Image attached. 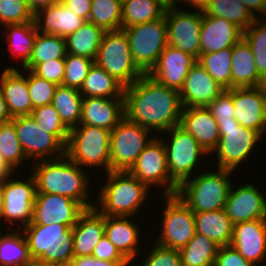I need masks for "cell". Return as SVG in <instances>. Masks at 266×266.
Here are the masks:
<instances>
[{"mask_svg":"<svg viewBox=\"0 0 266 266\" xmlns=\"http://www.w3.org/2000/svg\"><path fill=\"white\" fill-rule=\"evenodd\" d=\"M125 116L151 130L165 132L180 125L179 91L159 84L144 74L124 89Z\"/></svg>","mask_w":266,"mask_h":266,"instance_id":"1","label":"cell"},{"mask_svg":"<svg viewBox=\"0 0 266 266\" xmlns=\"http://www.w3.org/2000/svg\"><path fill=\"white\" fill-rule=\"evenodd\" d=\"M35 162L30 174L34 177L37 193L65 196L79 202L85 209L94 208L96 203L88 198L90 178L84 168L66 155Z\"/></svg>","mask_w":266,"mask_h":266,"instance_id":"2","label":"cell"},{"mask_svg":"<svg viewBox=\"0 0 266 266\" xmlns=\"http://www.w3.org/2000/svg\"><path fill=\"white\" fill-rule=\"evenodd\" d=\"M94 208L105 216H134L148 195V186L129 171H109Z\"/></svg>","mask_w":266,"mask_h":266,"instance_id":"3","label":"cell"},{"mask_svg":"<svg viewBox=\"0 0 266 266\" xmlns=\"http://www.w3.org/2000/svg\"><path fill=\"white\" fill-rule=\"evenodd\" d=\"M185 180L177 196L194 212L215 211L225 208L232 182L229 178L234 171L217 168Z\"/></svg>","mask_w":266,"mask_h":266,"instance_id":"4","label":"cell"},{"mask_svg":"<svg viewBox=\"0 0 266 266\" xmlns=\"http://www.w3.org/2000/svg\"><path fill=\"white\" fill-rule=\"evenodd\" d=\"M33 260L69 264L74 257L72 228L65 224H29L22 229Z\"/></svg>","mask_w":266,"mask_h":266,"instance_id":"5","label":"cell"},{"mask_svg":"<svg viewBox=\"0 0 266 266\" xmlns=\"http://www.w3.org/2000/svg\"><path fill=\"white\" fill-rule=\"evenodd\" d=\"M110 141L111 131L78 124L69 132L66 144V156L79 166L104 167V171H110Z\"/></svg>","mask_w":266,"mask_h":266,"instance_id":"6","label":"cell"},{"mask_svg":"<svg viewBox=\"0 0 266 266\" xmlns=\"http://www.w3.org/2000/svg\"><path fill=\"white\" fill-rule=\"evenodd\" d=\"M125 88L144 73L135 64L124 30L105 31L94 61Z\"/></svg>","mask_w":266,"mask_h":266,"instance_id":"7","label":"cell"},{"mask_svg":"<svg viewBox=\"0 0 266 266\" xmlns=\"http://www.w3.org/2000/svg\"><path fill=\"white\" fill-rule=\"evenodd\" d=\"M135 64L148 74L168 45L165 14L153 21L123 29Z\"/></svg>","mask_w":266,"mask_h":266,"instance_id":"8","label":"cell"},{"mask_svg":"<svg viewBox=\"0 0 266 266\" xmlns=\"http://www.w3.org/2000/svg\"><path fill=\"white\" fill-rule=\"evenodd\" d=\"M149 130L126 116L111 130L110 171H129L155 137Z\"/></svg>","mask_w":266,"mask_h":266,"instance_id":"9","label":"cell"},{"mask_svg":"<svg viewBox=\"0 0 266 266\" xmlns=\"http://www.w3.org/2000/svg\"><path fill=\"white\" fill-rule=\"evenodd\" d=\"M220 139L216 149L217 168L234 171L250 155L262 135L237 121L217 122Z\"/></svg>","mask_w":266,"mask_h":266,"instance_id":"10","label":"cell"},{"mask_svg":"<svg viewBox=\"0 0 266 266\" xmlns=\"http://www.w3.org/2000/svg\"><path fill=\"white\" fill-rule=\"evenodd\" d=\"M164 133L169 134V142L164 141L168 172L180 186L185 180L192 177L190 175L194 174L192 171L199 164V158L209 153L180 125L174 126Z\"/></svg>","mask_w":266,"mask_h":266,"instance_id":"11","label":"cell"},{"mask_svg":"<svg viewBox=\"0 0 266 266\" xmlns=\"http://www.w3.org/2000/svg\"><path fill=\"white\" fill-rule=\"evenodd\" d=\"M161 198L166 200V208L161 236L155 243L180 251L196 234L194 212L177 195Z\"/></svg>","mask_w":266,"mask_h":266,"instance_id":"12","label":"cell"},{"mask_svg":"<svg viewBox=\"0 0 266 266\" xmlns=\"http://www.w3.org/2000/svg\"><path fill=\"white\" fill-rule=\"evenodd\" d=\"M11 121L28 161L32 158L38 159L36 161L57 159L66 155V145L55 134L40 128L31 115L14 117Z\"/></svg>","mask_w":266,"mask_h":266,"instance_id":"13","label":"cell"},{"mask_svg":"<svg viewBox=\"0 0 266 266\" xmlns=\"http://www.w3.org/2000/svg\"><path fill=\"white\" fill-rule=\"evenodd\" d=\"M164 140L154 137L137 158L129 172L148 187L165 186L162 196L176 195L179 185L170 177ZM159 185V186H158Z\"/></svg>","mask_w":266,"mask_h":266,"instance_id":"14","label":"cell"},{"mask_svg":"<svg viewBox=\"0 0 266 266\" xmlns=\"http://www.w3.org/2000/svg\"><path fill=\"white\" fill-rule=\"evenodd\" d=\"M179 11L175 5L167 6L165 19L167 25L168 45L200 57V32L202 28L201 10Z\"/></svg>","mask_w":266,"mask_h":266,"instance_id":"15","label":"cell"},{"mask_svg":"<svg viewBox=\"0 0 266 266\" xmlns=\"http://www.w3.org/2000/svg\"><path fill=\"white\" fill-rule=\"evenodd\" d=\"M28 177L25 180H16L10 176L5 181L4 187L2 221L6 220V224L11 225L19 221L17 224L20 229L32 222L37 193L34 177L32 175Z\"/></svg>","mask_w":266,"mask_h":266,"instance_id":"16","label":"cell"},{"mask_svg":"<svg viewBox=\"0 0 266 266\" xmlns=\"http://www.w3.org/2000/svg\"><path fill=\"white\" fill-rule=\"evenodd\" d=\"M86 209L77 201L56 194L36 193L30 224H65L72 228Z\"/></svg>","mask_w":266,"mask_h":266,"instance_id":"17","label":"cell"},{"mask_svg":"<svg viewBox=\"0 0 266 266\" xmlns=\"http://www.w3.org/2000/svg\"><path fill=\"white\" fill-rule=\"evenodd\" d=\"M232 102L241 126L266 133V93L261 86L232 88Z\"/></svg>","mask_w":266,"mask_h":266,"instance_id":"18","label":"cell"},{"mask_svg":"<svg viewBox=\"0 0 266 266\" xmlns=\"http://www.w3.org/2000/svg\"><path fill=\"white\" fill-rule=\"evenodd\" d=\"M196 62L197 59L191 54L167 45L148 75L159 84L180 91Z\"/></svg>","mask_w":266,"mask_h":266,"instance_id":"19","label":"cell"},{"mask_svg":"<svg viewBox=\"0 0 266 266\" xmlns=\"http://www.w3.org/2000/svg\"><path fill=\"white\" fill-rule=\"evenodd\" d=\"M231 186L225 212L233 224L266 219V196L250 183L236 190Z\"/></svg>","mask_w":266,"mask_h":266,"instance_id":"20","label":"cell"},{"mask_svg":"<svg viewBox=\"0 0 266 266\" xmlns=\"http://www.w3.org/2000/svg\"><path fill=\"white\" fill-rule=\"evenodd\" d=\"M225 89L221 87L207 72L196 62L189 71L184 85L179 91L182 107H207Z\"/></svg>","mask_w":266,"mask_h":266,"instance_id":"21","label":"cell"},{"mask_svg":"<svg viewBox=\"0 0 266 266\" xmlns=\"http://www.w3.org/2000/svg\"><path fill=\"white\" fill-rule=\"evenodd\" d=\"M254 266L266 258V219L234 225L230 244Z\"/></svg>","mask_w":266,"mask_h":266,"instance_id":"22","label":"cell"},{"mask_svg":"<svg viewBox=\"0 0 266 266\" xmlns=\"http://www.w3.org/2000/svg\"><path fill=\"white\" fill-rule=\"evenodd\" d=\"M125 117V98L83 97L79 124L112 130Z\"/></svg>","mask_w":266,"mask_h":266,"instance_id":"23","label":"cell"},{"mask_svg":"<svg viewBox=\"0 0 266 266\" xmlns=\"http://www.w3.org/2000/svg\"><path fill=\"white\" fill-rule=\"evenodd\" d=\"M180 126L190 133L208 153H212L219 142V126L207 107L182 108Z\"/></svg>","mask_w":266,"mask_h":266,"instance_id":"24","label":"cell"},{"mask_svg":"<svg viewBox=\"0 0 266 266\" xmlns=\"http://www.w3.org/2000/svg\"><path fill=\"white\" fill-rule=\"evenodd\" d=\"M200 37V54H207L233 47L243 31L225 18L203 13Z\"/></svg>","mask_w":266,"mask_h":266,"instance_id":"25","label":"cell"},{"mask_svg":"<svg viewBox=\"0 0 266 266\" xmlns=\"http://www.w3.org/2000/svg\"><path fill=\"white\" fill-rule=\"evenodd\" d=\"M23 74L16 66L6 67L1 73L0 88L12 118L31 115L34 109L28 90L27 74Z\"/></svg>","mask_w":266,"mask_h":266,"instance_id":"26","label":"cell"},{"mask_svg":"<svg viewBox=\"0 0 266 266\" xmlns=\"http://www.w3.org/2000/svg\"><path fill=\"white\" fill-rule=\"evenodd\" d=\"M103 235H105V215L95 208L86 209L72 227L74 256H91Z\"/></svg>","mask_w":266,"mask_h":266,"instance_id":"27","label":"cell"},{"mask_svg":"<svg viewBox=\"0 0 266 266\" xmlns=\"http://www.w3.org/2000/svg\"><path fill=\"white\" fill-rule=\"evenodd\" d=\"M85 21L61 2L41 9L34 14V22L38 32L64 38L80 28Z\"/></svg>","mask_w":266,"mask_h":266,"instance_id":"28","label":"cell"},{"mask_svg":"<svg viewBox=\"0 0 266 266\" xmlns=\"http://www.w3.org/2000/svg\"><path fill=\"white\" fill-rule=\"evenodd\" d=\"M138 226L129 216H105V235L129 263L139 254Z\"/></svg>","mask_w":266,"mask_h":266,"instance_id":"29","label":"cell"},{"mask_svg":"<svg viewBox=\"0 0 266 266\" xmlns=\"http://www.w3.org/2000/svg\"><path fill=\"white\" fill-rule=\"evenodd\" d=\"M231 68V89L261 86L254 54L243 37L232 47Z\"/></svg>","mask_w":266,"mask_h":266,"instance_id":"30","label":"cell"},{"mask_svg":"<svg viewBox=\"0 0 266 266\" xmlns=\"http://www.w3.org/2000/svg\"><path fill=\"white\" fill-rule=\"evenodd\" d=\"M194 216L196 233L214 241L220 247L231 244L234 224L224 209L197 212Z\"/></svg>","mask_w":266,"mask_h":266,"instance_id":"31","label":"cell"},{"mask_svg":"<svg viewBox=\"0 0 266 266\" xmlns=\"http://www.w3.org/2000/svg\"><path fill=\"white\" fill-rule=\"evenodd\" d=\"M124 89L120 82L94 62L79 91L83 97L124 98Z\"/></svg>","mask_w":266,"mask_h":266,"instance_id":"32","label":"cell"},{"mask_svg":"<svg viewBox=\"0 0 266 266\" xmlns=\"http://www.w3.org/2000/svg\"><path fill=\"white\" fill-rule=\"evenodd\" d=\"M104 33L102 28L85 21L80 28L65 38L67 53L95 61Z\"/></svg>","mask_w":266,"mask_h":266,"instance_id":"33","label":"cell"},{"mask_svg":"<svg viewBox=\"0 0 266 266\" xmlns=\"http://www.w3.org/2000/svg\"><path fill=\"white\" fill-rule=\"evenodd\" d=\"M166 8L161 0H123L121 29L156 20L165 14Z\"/></svg>","mask_w":266,"mask_h":266,"instance_id":"34","label":"cell"},{"mask_svg":"<svg viewBox=\"0 0 266 266\" xmlns=\"http://www.w3.org/2000/svg\"><path fill=\"white\" fill-rule=\"evenodd\" d=\"M19 229L0 232V266H29L33 262L26 237Z\"/></svg>","mask_w":266,"mask_h":266,"instance_id":"35","label":"cell"},{"mask_svg":"<svg viewBox=\"0 0 266 266\" xmlns=\"http://www.w3.org/2000/svg\"><path fill=\"white\" fill-rule=\"evenodd\" d=\"M83 96L76 88L58 85L51 105L57 110L64 125L71 130L81 120Z\"/></svg>","mask_w":266,"mask_h":266,"instance_id":"36","label":"cell"},{"mask_svg":"<svg viewBox=\"0 0 266 266\" xmlns=\"http://www.w3.org/2000/svg\"><path fill=\"white\" fill-rule=\"evenodd\" d=\"M6 29V40L8 47L11 49L12 55L21 58V65L24 67L31 58L35 39L37 36V28L34 21L20 24L4 25Z\"/></svg>","mask_w":266,"mask_h":266,"instance_id":"37","label":"cell"},{"mask_svg":"<svg viewBox=\"0 0 266 266\" xmlns=\"http://www.w3.org/2000/svg\"><path fill=\"white\" fill-rule=\"evenodd\" d=\"M219 245L196 233L179 253L181 266H214Z\"/></svg>","mask_w":266,"mask_h":266,"instance_id":"38","label":"cell"},{"mask_svg":"<svg viewBox=\"0 0 266 266\" xmlns=\"http://www.w3.org/2000/svg\"><path fill=\"white\" fill-rule=\"evenodd\" d=\"M202 12L205 15L225 18L243 32L256 19L240 0H209Z\"/></svg>","mask_w":266,"mask_h":266,"instance_id":"39","label":"cell"},{"mask_svg":"<svg viewBox=\"0 0 266 266\" xmlns=\"http://www.w3.org/2000/svg\"><path fill=\"white\" fill-rule=\"evenodd\" d=\"M66 55L67 47L64 37L37 32L31 58L22 70H31L36 64L50 60L65 59Z\"/></svg>","mask_w":266,"mask_h":266,"instance_id":"40","label":"cell"},{"mask_svg":"<svg viewBox=\"0 0 266 266\" xmlns=\"http://www.w3.org/2000/svg\"><path fill=\"white\" fill-rule=\"evenodd\" d=\"M197 62L221 87L225 90L231 89L232 47L214 53L200 54Z\"/></svg>","mask_w":266,"mask_h":266,"instance_id":"41","label":"cell"},{"mask_svg":"<svg viewBox=\"0 0 266 266\" xmlns=\"http://www.w3.org/2000/svg\"><path fill=\"white\" fill-rule=\"evenodd\" d=\"M121 18V0H92L89 22L104 31H114L121 29Z\"/></svg>","mask_w":266,"mask_h":266,"instance_id":"42","label":"cell"},{"mask_svg":"<svg viewBox=\"0 0 266 266\" xmlns=\"http://www.w3.org/2000/svg\"><path fill=\"white\" fill-rule=\"evenodd\" d=\"M243 38L247 41L254 54L256 69L263 78L266 75V18H256L254 22L243 32Z\"/></svg>","mask_w":266,"mask_h":266,"instance_id":"43","label":"cell"},{"mask_svg":"<svg viewBox=\"0 0 266 266\" xmlns=\"http://www.w3.org/2000/svg\"><path fill=\"white\" fill-rule=\"evenodd\" d=\"M0 153L4 161L12 168L28 160L16 134V128L12 121L0 124Z\"/></svg>","mask_w":266,"mask_h":266,"instance_id":"44","label":"cell"},{"mask_svg":"<svg viewBox=\"0 0 266 266\" xmlns=\"http://www.w3.org/2000/svg\"><path fill=\"white\" fill-rule=\"evenodd\" d=\"M31 116L40 128L55 134L65 145L67 144L70 130L64 125L57 110L51 104L34 108Z\"/></svg>","mask_w":266,"mask_h":266,"instance_id":"45","label":"cell"},{"mask_svg":"<svg viewBox=\"0 0 266 266\" xmlns=\"http://www.w3.org/2000/svg\"><path fill=\"white\" fill-rule=\"evenodd\" d=\"M64 61L65 74L62 85L80 90L94 60L67 53Z\"/></svg>","mask_w":266,"mask_h":266,"instance_id":"46","label":"cell"},{"mask_svg":"<svg viewBox=\"0 0 266 266\" xmlns=\"http://www.w3.org/2000/svg\"><path fill=\"white\" fill-rule=\"evenodd\" d=\"M34 21L27 0H0V24H20Z\"/></svg>","mask_w":266,"mask_h":266,"instance_id":"47","label":"cell"},{"mask_svg":"<svg viewBox=\"0 0 266 266\" xmlns=\"http://www.w3.org/2000/svg\"><path fill=\"white\" fill-rule=\"evenodd\" d=\"M24 71L28 72L27 84L33 108L50 105L58 85L38 77L30 70Z\"/></svg>","mask_w":266,"mask_h":266,"instance_id":"48","label":"cell"},{"mask_svg":"<svg viewBox=\"0 0 266 266\" xmlns=\"http://www.w3.org/2000/svg\"><path fill=\"white\" fill-rule=\"evenodd\" d=\"M152 251L144 257L142 266H181L179 250L154 244Z\"/></svg>","mask_w":266,"mask_h":266,"instance_id":"49","label":"cell"},{"mask_svg":"<svg viewBox=\"0 0 266 266\" xmlns=\"http://www.w3.org/2000/svg\"><path fill=\"white\" fill-rule=\"evenodd\" d=\"M207 108L217 122L236 121L232 102V89L224 90Z\"/></svg>","mask_w":266,"mask_h":266,"instance_id":"50","label":"cell"},{"mask_svg":"<svg viewBox=\"0 0 266 266\" xmlns=\"http://www.w3.org/2000/svg\"><path fill=\"white\" fill-rule=\"evenodd\" d=\"M30 71L42 79L62 85L65 74V61L64 59H54L39 63Z\"/></svg>","mask_w":266,"mask_h":266,"instance_id":"51","label":"cell"},{"mask_svg":"<svg viewBox=\"0 0 266 266\" xmlns=\"http://www.w3.org/2000/svg\"><path fill=\"white\" fill-rule=\"evenodd\" d=\"M214 266H254L231 245L219 247Z\"/></svg>","mask_w":266,"mask_h":266,"instance_id":"52","label":"cell"},{"mask_svg":"<svg viewBox=\"0 0 266 266\" xmlns=\"http://www.w3.org/2000/svg\"><path fill=\"white\" fill-rule=\"evenodd\" d=\"M91 256L106 261H127L106 235L100 238Z\"/></svg>","mask_w":266,"mask_h":266,"instance_id":"53","label":"cell"},{"mask_svg":"<svg viewBox=\"0 0 266 266\" xmlns=\"http://www.w3.org/2000/svg\"><path fill=\"white\" fill-rule=\"evenodd\" d=\"M128 261H106L99 260L92 256H74L70 261V266H128Z\"/></svg>","mask_w":266,"mask_h":266,"instance_id":"54","label":"cell"},{"mask_svg":"<svg viewBox=\"0 0 266 266\" xmlns=\"http://www.w3.org/2000/svg\"><path fill=\"white\" fill-rule=\"evenodd\" d=\"M61 3L75 14L88 21L92 0H61Z\"/></svg>","mask_w":266,"mask_h":266,"instance_id":"55","label":"cell"},{"mask_svg":"<svg viewBox=\"0 0 266 266\" xmlns=\"http://www.w3.org/2000/svg\"><path fill=\"white\" fill-rule=\"evenodd\" d=\"M250 11V13L255 16V18H258L260 15H264L266 18V0H240ZM255 12V13H254ZM256 12L259 13V16Z\"/></svg>","mask_w":266,"mask_h":266,"instance_id":"56","label":"cell"},{"mask_svg":"<svg viewBox=\"0 0 266 266\" xmlns=\"http://www.w3.org/2000/svg\"><path fill=\"white\" fill-rule=\"evenodd\" d=\"M59 2H61V0H27L29 8L33 14Z\"/></svg>","mask_w":266,"mask_h":266,"instance_id":"57","label":"cell"},{"mask_svg":"<svg viewBox=\"0 0 266 266\" xmlns=\"http://www.w3.org/2000/svg\"><path fill=\"white\" fill-rule=\"evenodd\" d=\"M12 119L13 118L11 117V114L9 113V109L7 107V104L5 102V99L3 97V94L0 88V124L9 122Z\"/></svg>","mask_w":266,"mask_h":266,"instance_id":"58","label":"cell"},{"mask_svg":"<svg viewBox=\"0 0 266 266\" xmlns=\"http://www.w3.org/2000/svg\"><path fill=\"white\" fill-rule=\"evenodd\" d=\"M13 172L14 170L4 161L0 153V182H5Z\"/></svg>","mask_w":266,"mask_h":266,"instance_id":"59","label":"cell"},{"mask_svg":"<svg viewBox=\"0 0 266 266\" xmlns=\"http://www.w3.org/2000/svg\"><path fill=\"white\" fill-rule=\"evenodd\" d=\"M185 2L184 4H187L188 3L190 4L189 7H193L194 9L196 8V10H203L206 5L208 4L209 0H176L175 1V6L180 2Z\"/></svg>","mask_w":266,"mask_h":266,"instance_id":"60","label":"cell"},{"mask_svg":"<svg viewBox=\"0 0 266 266\" xmlns=\"http://www.w3.org/2000/svg\"><path fill=\"white\" fill-rule=\"evenodd\" d=\"M29 266H70L69 264L45 262L39 260H33Z\"/></svg>","mask_w":266,"mask_h":266,"instance_id":"61","label":"cell"},{"mask_svg":"<svg viewBox=\"0 0 266 266\" xmlns=\"http://www.w3.org/2000/svg\"><path fill=\"white\" fill-rule=\"evenodd\" d=\"M4 187L5 182H0V221L2 220V211L4 205Z\"/></svg>","mask_w":266,"mask_h":266,"instance_id":"62","label":"cell"},{"mask_svg":"<svg viewBox=\"0 0 266 266\" xmlns=\"http://www.w3.org/2000/svg\"><path fill=\"white\" fill-rule=\"evenodd\" d=\"M261 88L266 93V75L262 78Z\"/></svg>","mask_w":266,"mask_h":266,"instance_id":"63","label":"cell"},{"mask_svg":"<svg viewBox=\"0 0 266 266\" xmlns=\"http://www.w3.org/2000/svg\"><path fill=\"white\" fill-rule=\"evenodd\" d=\"M163 1L167 6H171L175 4L176 0H161Z\"/></svg>","mask_w":266,"mask_h":266,"instance_id":"64","label":"cell"}]
</instances>
